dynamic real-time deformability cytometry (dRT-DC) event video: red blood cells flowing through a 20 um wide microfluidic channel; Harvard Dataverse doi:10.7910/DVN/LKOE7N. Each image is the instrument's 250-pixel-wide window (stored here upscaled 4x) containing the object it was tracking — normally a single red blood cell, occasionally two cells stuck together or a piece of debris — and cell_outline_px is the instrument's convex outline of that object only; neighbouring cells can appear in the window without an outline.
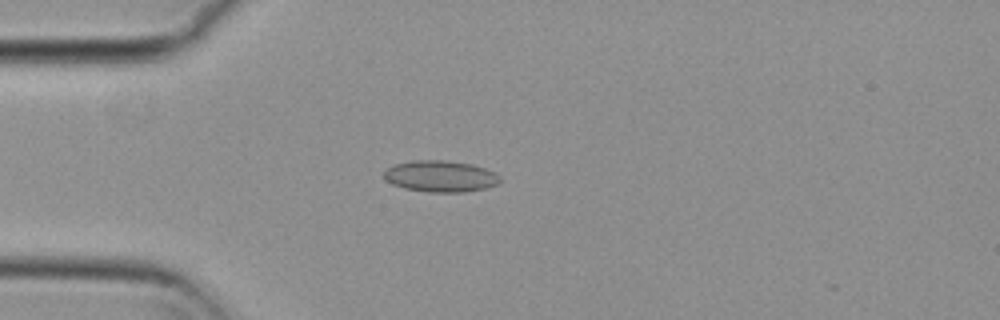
{"species": "common noctule bat (a hibernating species)", "species_latin": "Nyctalus noctula", "temperature_condition": "cold", "stored_images_in_passage": 48, "camera_frame_rate_fps": 3000, "um_per_image_px": 0.085, "animal": {"sex": "female", "body_mass_g": 29.2, "forearm_length_mm": 56.3}, "frame": {"image": 1, "passage_image": 8, "time_ms": 2.333, "image_size_px": [1000, 320], "cell_outline_px": [[500, 180], [496, 184], [484, 188], [464, 192], [428, 192], [404, 188], [392, 184], [384, 180], [384, 172], [392, 164], [412, 160], [448, 160], [472, 164], [496, 172], [500, 176]], "centroid_in_image_um": [37.41, 14.97], "position_along_channel_um": 47.6, "area_um2": 21.39}}
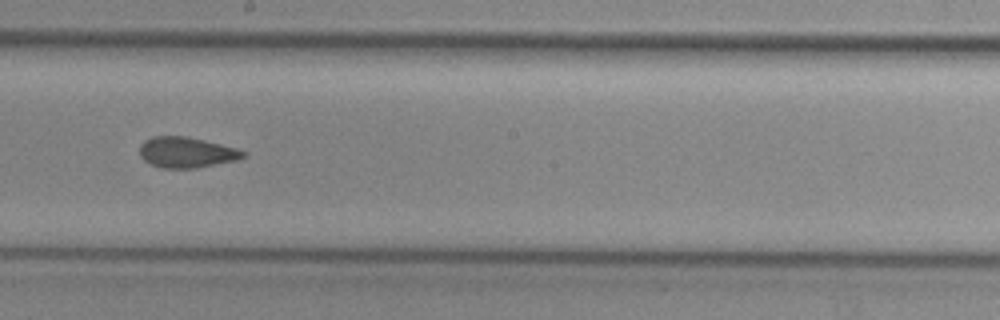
{"frame": {"image": 2, "passage_image": 24, "time_ms": 7.667, "image_size_px": [1000, 320], "cell_outline_px": [[248, 156], [236, 160], [196, 168], [160, 168], [144, 160], [140, 156], [140, 144], [144, 140], [152, 136], [188, 136], [236, 148], [244, 152]], "centroid_in_image_um": [15.83, 12.95], "position_along_channel_um": 232.4, "area_um2": 18.5}}
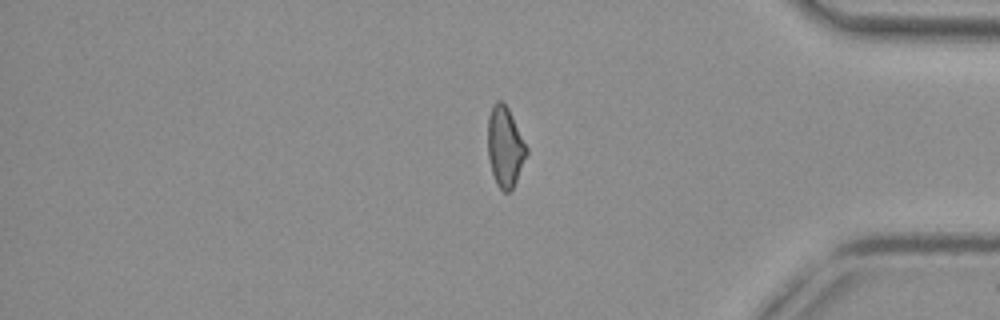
{"frame": {"image": 3, "passage_image": 39, "time_ms": 12.667, "image_size_px": [1000, 320], "cell_outline_px": [[528, 152], [516, 180], [512, 188], [508, 192], [504, 192], [496, 184], [492, 172], [488, 156], [488, 116], [492, 104], [496, 100], [500, 100], [508, 108], [528, 148]], "centroid_in_image_um": [42.91, 12.45], "position_along_channel_um": 392.3, "area_um2": 17.98}, "authors_computed_cell_mechanics": {"area_um2": 18.785, "velocity_mm_per_s": 3.7356, "shape_relaxation_time_tau1_ms": null, "shape_relaxation_time_tau2_ms": 2.9778, "deformation_change_tau1": null, "deformation_change_tau2": 0.0836}}